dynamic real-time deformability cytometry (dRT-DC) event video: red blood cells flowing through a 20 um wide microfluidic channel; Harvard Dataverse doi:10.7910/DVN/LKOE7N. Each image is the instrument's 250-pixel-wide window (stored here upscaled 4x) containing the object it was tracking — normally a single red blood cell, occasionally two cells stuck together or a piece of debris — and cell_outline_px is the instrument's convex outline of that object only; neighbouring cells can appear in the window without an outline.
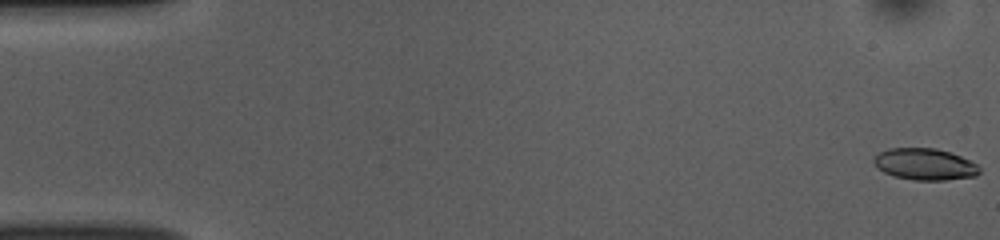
{"species": "common noctule bat (a hibernating species)", "species_latin": "Nyctalus noctula", "temperature_condition": "room temperature", "stored_images_in_passage": 13, "camera_frame_rate_fps": 3000, "um_per_image_px": 0.085, "animal": {"sex": "female", "body_mass_g": 10.0, "forearm_length_mm": 53.1}, "frame": {"image": 1, "passage_image": 1, "time_ms": 0.0, "image_size_px": [1000, 240], "cell_outline_px": [[980, 172], [976, 176], [944, 180], [912, 180], [892, 176], [884, 172], [872, 160], [880, 152], [888, 148], [936, 148], [960, 156], [976, 164], [980, 168]], "centroid_in_image_um": [78.61, 13.96], "position_along_channel_um": 6.4, "area_um2": 19.31}}